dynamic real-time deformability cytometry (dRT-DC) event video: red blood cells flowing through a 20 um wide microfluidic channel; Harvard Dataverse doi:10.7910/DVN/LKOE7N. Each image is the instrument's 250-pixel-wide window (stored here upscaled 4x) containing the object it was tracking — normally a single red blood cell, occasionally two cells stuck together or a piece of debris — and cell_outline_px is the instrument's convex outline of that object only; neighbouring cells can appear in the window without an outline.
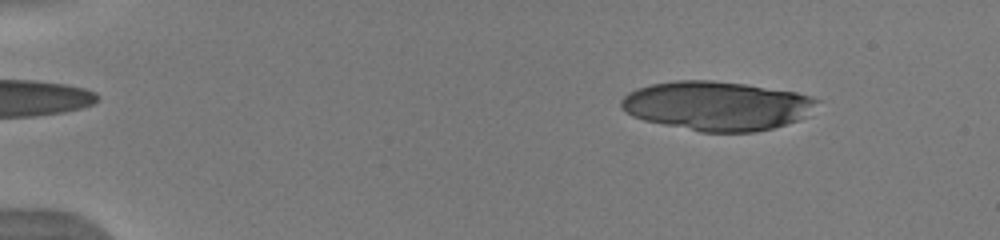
{"species": "human", "species_latin": "Homo sapiens", "temperature_condition": "warm", "stored_images_in_passage": 49, "camera_frame_rate_fps": 3000, "um_per_image_px": 0.085, "donor": {"sex": "male"}, "frame": {"image": 1, "passage_image": 6, "time_ms": 1.667, "image_size_px": [1000, 240], "cell_outline_px": [[824, 100], [808, 116], [772, 128], [756, 132], [700, 132], [644, 120], [632, 116], [624, 112], [620, 108], [620, 100], [628, 92], [636, 88], [652, 84], [676, 80], [712, 80], [744, 84], [796, 92], [812, 96]], "centroid_in_image_um": [60.95, 8.99], "position_along_channel_um": 24.0, "area_um2": 56.53}}
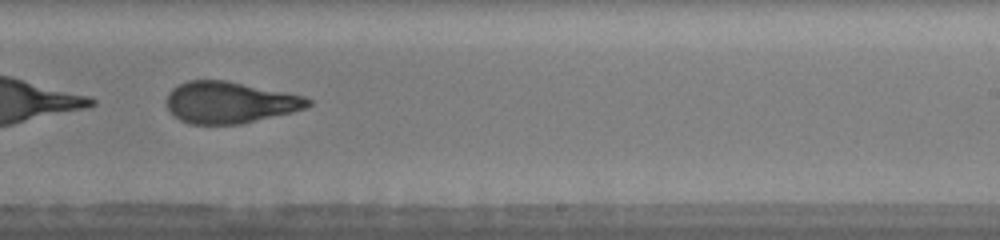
{"frame": {"image": 2, "passage_image": 33, "time_ms": 10.667, "image_size_px": [1000, 240], "cell_outline_px": [[312, 104], [304, 108], [292, 112], [240, 124], [188, 124], [180, 120], [168, 108], [168, 92], [172, 88], [188, 80], [224, 80], [304, 96], [312, 100]], "centroid_in_image_um": [19.52, 8.71], "position_along_channel_um": 269.5, "area_um2": 33.87}, "authors_computed_cell_mechanics": {"area_um2": 36.5874, "velocity_mm_per_s": 4.0092, "shape_relaxation_time_tau1_ms": 1.9526, "shape_relaxation_time_tau2_ms": 1.8192, "deformation_change_tau1": 0.3215, "deformation_change_tau2": 0.1089}}